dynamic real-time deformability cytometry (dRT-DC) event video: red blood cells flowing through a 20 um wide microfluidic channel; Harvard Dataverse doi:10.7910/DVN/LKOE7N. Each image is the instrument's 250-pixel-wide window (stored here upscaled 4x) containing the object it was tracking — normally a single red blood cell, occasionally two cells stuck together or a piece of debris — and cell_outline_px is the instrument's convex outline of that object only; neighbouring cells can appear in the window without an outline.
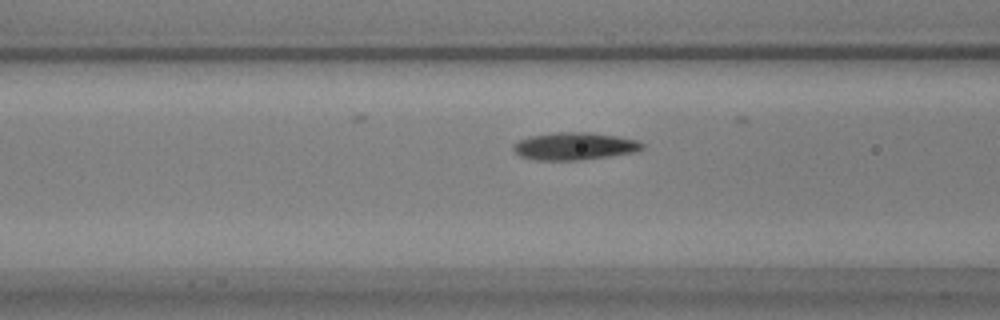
{"species": "common noctule bat (a hibernating species)", "species_latin": "Nyctalus noctula", "temperature_condition": "warm", "stored_images_in_passage": 16, "camera_frame_rate_fps": 3000, "um_per_image_px": 0.085, "animal": {"sex": "male", "body_mass_g": 17.9, "forearm_length_mm": 54.2}, "frame": {"image": 1, "passage_image": 14, "time_ms": 4.333, "image_size_px": [1000, 320], "cell_outline_px": [[644, 148], [636, 152], [612, 156], [580, 160], [536, 160], [520, 156], [512, 148], [512, 144], [528, 136], [556, 132], [588, 132], [616, 136], [636, 140], [644, 144]], "centroid_in_image_um": [48.83, 12.43], "position_along_channel_um": 117.8, "area_um2": 20.75}}